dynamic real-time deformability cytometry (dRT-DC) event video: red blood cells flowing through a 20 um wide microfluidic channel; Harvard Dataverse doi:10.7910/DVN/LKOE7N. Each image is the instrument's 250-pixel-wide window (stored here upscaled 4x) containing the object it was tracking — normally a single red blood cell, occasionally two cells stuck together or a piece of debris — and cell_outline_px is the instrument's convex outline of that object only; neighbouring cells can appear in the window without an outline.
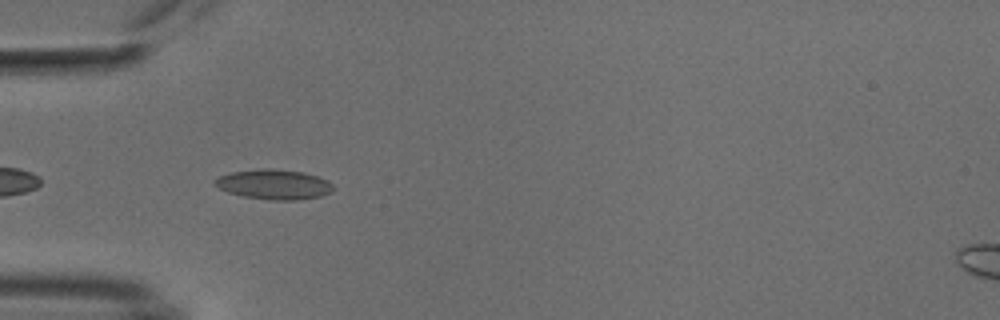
{"species": "common noctule bat (a hibernating species)", "species_latin": "Nyctalus noctula", "temperature_condition": "cold", "stored_images_in_passage": 38, "camera_frame_rate_fps": 3000, "um_per_image_px": 0.085, "animal": {"sex": "male", "body_mass_g": 18.8}, "frame": {"image": 1, "passage_image": 3, "time_ms": 0.667, "image_size_px": [1000, 320], "cell_outline_px": [[332, 192], [320, 196], [296, 200], [276, 200], [244, 196], [228, 192], [212, 184], [212, 180], [220, 176], [232, 172], [264, 168], [268, 168], [304, 172], [328, 180], [332, 184]], "centroid_in_image_um": [23.27, 15.67], "position_along_channel_um": 61.7, "area_um2": 20.46}}
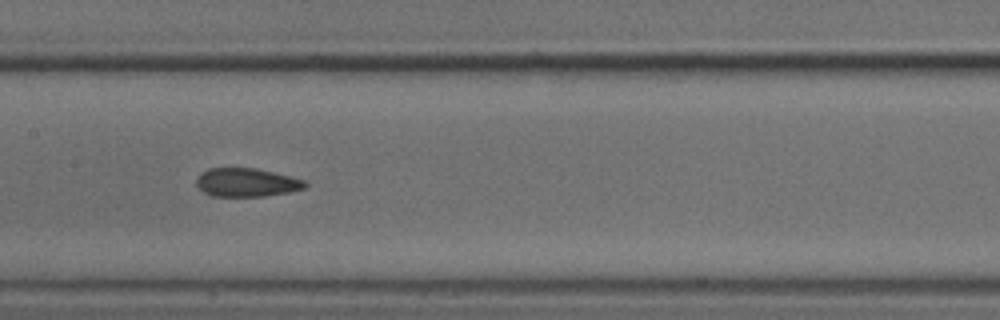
{"frame": {"image": 2, "passage_image": 13, "time_ms": 4.0, "image_size_px": [1000, 320], "cell_outline_px": [[308, 184], [304, 188], [288, 192], [264, 196], [212, 196], [204, 192], [196, 184], [196, 180], [200, 172], [208, 168], [256, 168], [304, 180]], "centroid_in_image_um": [20.92, 15.5], "position_along_channel_um": 186.5, "area_um2": 17.92}}
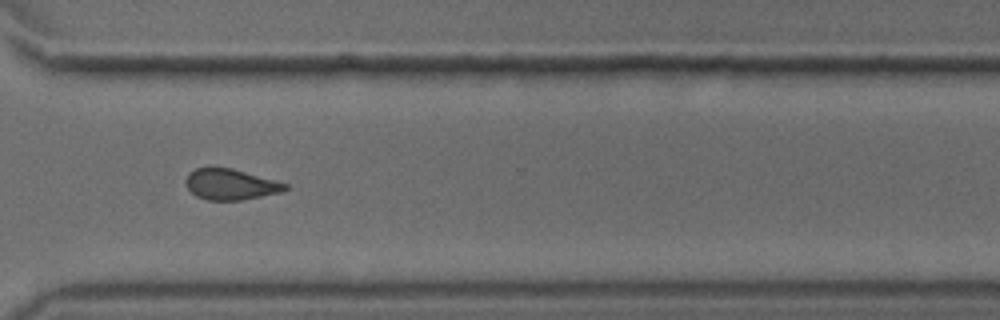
{"frame": {"image": 3, "passage_image": 26, "time_ms": 8.333, "image_size_px": [1000, 320], "cell_outline_px": [[288, 188], [280, 192], [240, 200], [208, 200], [196, 196], [184, 184], [184, 180], [188, 172], [196, 168], [232, 168], [276, 180], [288, 184]], "centroid_in_image_um": [19.56, 15.66], "position_along_channel_um": 351.0, "area_um2": 17.8}, "authors_computed_cell_mechanics": {"area_um2": 18.3226, "velocity_mm_per_s": 3.805, "shape_relaxation_time_tau1_ms": null, "shape_relaxation_time_tau2_ms": 1.9959, "deformation_change_tau1": null, "deformation_change_tau2": 0.0792}}